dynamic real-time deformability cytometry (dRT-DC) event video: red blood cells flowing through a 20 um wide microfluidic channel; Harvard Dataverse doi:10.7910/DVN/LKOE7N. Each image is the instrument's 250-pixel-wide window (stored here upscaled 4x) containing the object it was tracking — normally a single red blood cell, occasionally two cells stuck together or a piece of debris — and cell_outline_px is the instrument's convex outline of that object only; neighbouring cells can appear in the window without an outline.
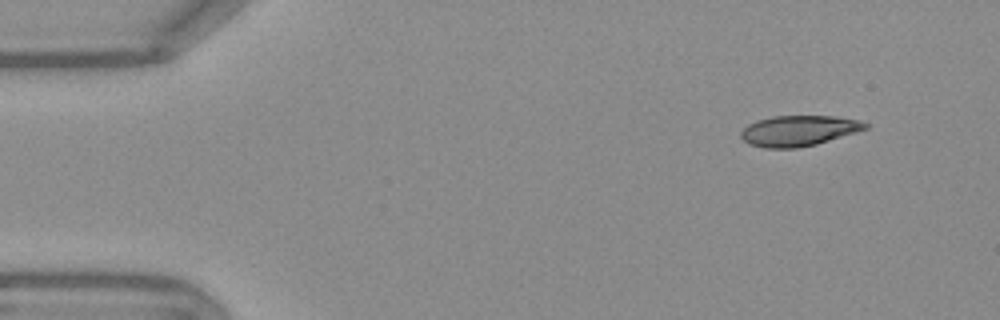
{"species": "Egyptian fruit bat (a non-hibernating species)", "species_latin": "Rousettus aegyptiacus", "temperature_condition": "warm", "stored_images_in_passage": 49, "camera_frame_rate_fps": 3000, "um_per_image_px": 0.085, "frame": {"image": 1, "passage_image": 1, "time_ms": 0.0, "image_size_px": [1000, 320], "cell_outline_px": [[872, 124], [868, 128], [856, 132], [816, 144], [796, 148], [764, 148], [748, 144], [740, 136], [740, 132], [748, 124], [756, 120], [772, 116], [836, 116], [860, 120]], "centroid_in_image_um": [67.89, 11.1], "position_along_channel_um": 17.1, "area_um2": 22.31}}
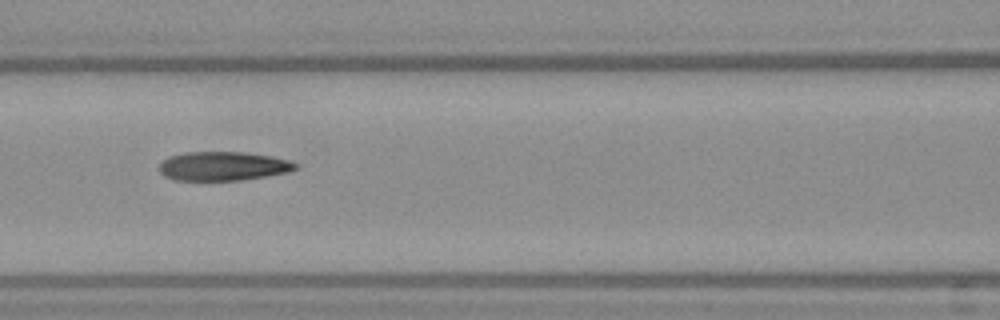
{"frame": {"image": 2, "passage_image": 19, "time_ms": 6.0, "image_size_px": [1000, 320], "cell_outline_px": [[300, 168], [288, 172], [240, 180], [176, 180], [164, 176], [160, 172], [160, 164], [168, 156], [184, 152], [244, 152], [272, 156], [288, 160], [300, 164]], "centroid_in_image_um": [18.99, 14.11], "position_along_channel_um": 147.6, "area_um2": 23.06}}
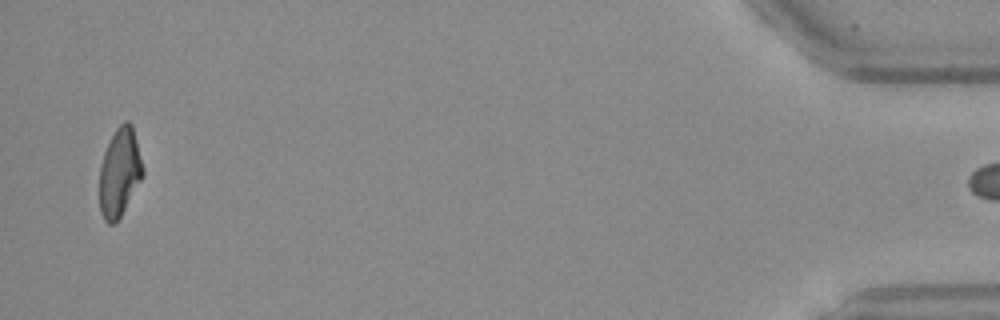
{"frame": {"image": 3, "passage_image": 48, "time_ms": 15.667, "image_size_px": [1000, 320], "cell_outline_px": [[144, 176], [120, 216], [112, 224], [108, 224], [104, 220], [100, 212], [100, 164], [104, 152], [116, 128], [124, 120], [128, 120], [132, 124], [144, 168]], "centroid_in_image_um": [10.18, 14.63], "position_along_channel_um": 425.0, "area_um2": 22.31}, "authors_computed_cell_mechanics": {"area_um2": 23.2934, "velocity_mm_per_s": 3.7832, "shape_relaxation_time_tau1_ms": null, "shape_relaxation_time_tau2_ms": 1.9729, "deformation_change_tau1": null, "deformation_change_tau2": 0.0962}}